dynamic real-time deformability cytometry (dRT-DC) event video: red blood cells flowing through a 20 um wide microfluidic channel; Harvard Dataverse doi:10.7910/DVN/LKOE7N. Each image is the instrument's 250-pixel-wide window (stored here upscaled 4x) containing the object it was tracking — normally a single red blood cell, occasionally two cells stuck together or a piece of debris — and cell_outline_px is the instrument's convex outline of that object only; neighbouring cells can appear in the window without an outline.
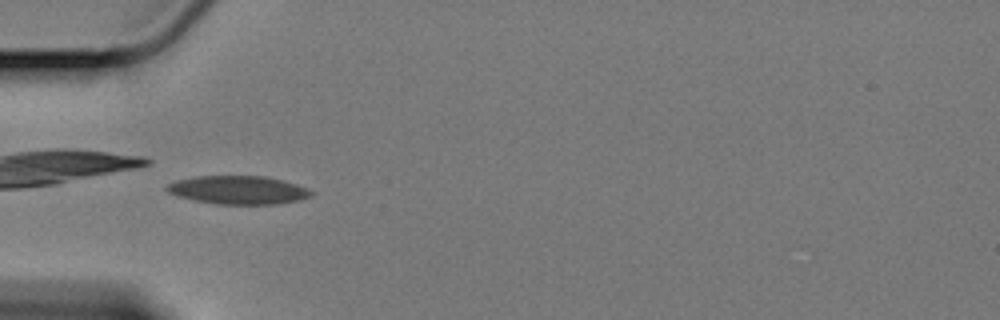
{"species": "Egyptian fruit bat (a non-hibernating species)", "species_latin": "Rousettus aegyptiacus", "temperature_condition": "cold", "stored_images_in_passage": 38, "camera_frame_rate_fps": 3000, "um_per_image_px": 0.085, "animal": {"sex": "female"}, "frame": {"image": 1, "passage_image": 2, "time_ms": 0.333, "image_size_px": [1000, 320], "cell_outline_px": [[312, 196], [300, 200], [276, 204], [216, 204], [192, 200], [176, 196], [168, 192], [164, 188], [168, 184], [176, 180], [196, 176], [264, 176], [296, 184], [308, 188], [312, 192]], "centroid_in_image_um": [20.21, 16.15], "position_along_channel_um": 64.8, "area_um2": 23.93}}
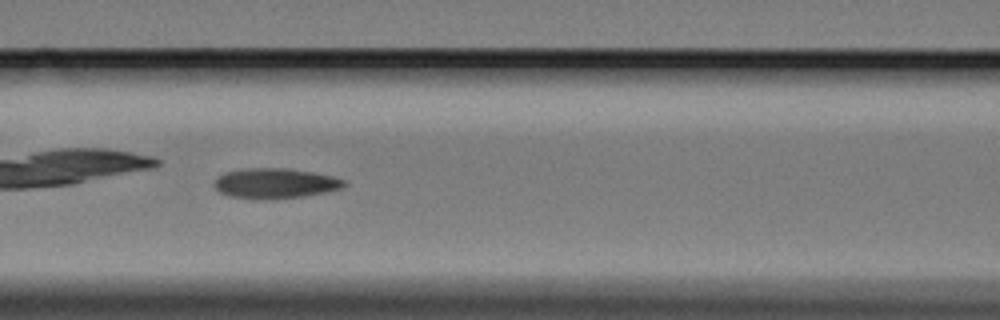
{"frame": {"image": 2, "passage_image": 9, "time_ms": 2.667, "image_size_px": [1000, 320], "cell_outline_px": [[348, 184], [344, 188], [328, 192], [304, 196], [268, 200], [256, 200], [228, 196], [220, 192], [212, 184], [216, 176], [224, 172], [248, 168], [284, 168], [312, 172], [332, 176], [348, 180]], "centroid_in_image_um": [23.39, 15.6], "position_along_channel_um": 143.2, "area_um2": 23.41}}
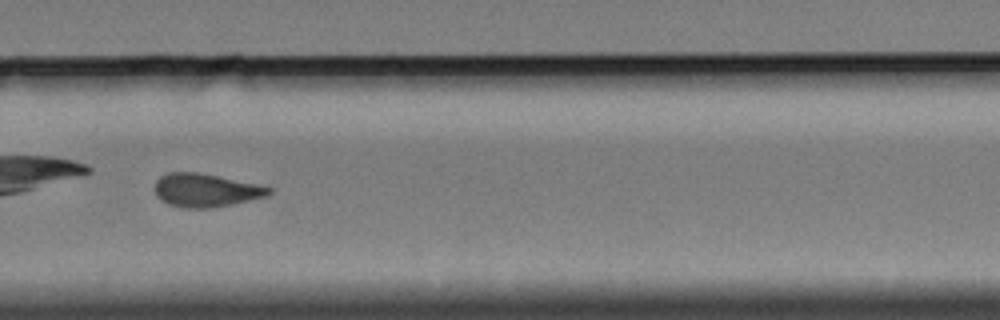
{"frame": {"image": 3, "passage_image": 24, "time_ms": 7.667, "image_size_px": [1000, 320], "cell_outline_px": [[272, 192], [264, 196], [232, 204], [212, 208], [180, 208], [168, 204], [160, 200], [156, 196], [156, 180], [160, 176], [168, 172], [200, 172], [260, 184], [272, 188]], "centroid_in_image_um": [17.47, 16.16], "position_along_channel_um": 312.3, "area_um2": 22.31}, "authors_computed_cell_mechanics": {"area_um2": 22.5998, "velocity_mm_per_s": 3.3966, "shape_relaxation_time_tau1_ms": 8.2563, "shape_relaxation_time_tau2_ms": 5.02, "deformation_change_tau1": 0.1734, "deformation_change_tau2": 0.1171}}